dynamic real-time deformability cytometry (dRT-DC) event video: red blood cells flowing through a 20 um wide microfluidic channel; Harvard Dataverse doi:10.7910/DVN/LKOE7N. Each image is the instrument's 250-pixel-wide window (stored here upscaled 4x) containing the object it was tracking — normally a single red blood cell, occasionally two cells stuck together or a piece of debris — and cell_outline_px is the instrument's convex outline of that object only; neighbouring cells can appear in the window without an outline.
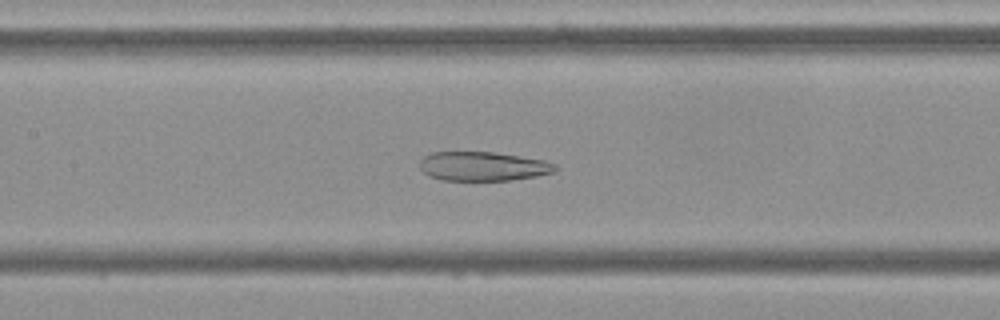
{"species": "Egyptian fruit bat (a non-hibernating species)", "species_latin": "Rousettus aegyptiacus", "temperature_condition": "cold", "stored_images_in_passage": 41, "camera_frame_rate_fps": 3000, "um_per_image_px": 0.085, "frame": {"image": 1, "passage_image": 12, "time_ms": 3.667, "image_size_px": [1000, 320], "cell_outline_px": [[556, 168], [552, 172], [536, 176], [508, 180], [440, 180], [428, 176], [420, 168], [420, 160], [424, 156], [432, 152], [492, 152], [544, 160], [556, 164]], "centroid_in_image_um": [41.0, 14.13], "position_along_channel_um": 166.4, "area_um2": 22.83}}
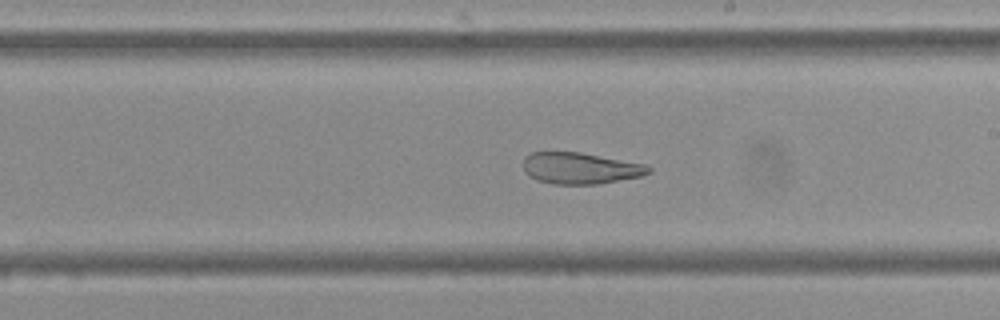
{"frame": {"image": 2, "passage_image": 18, "time_ms": 5.667, "image_size_px": [1000, 320], "cell_outline_px": [[652, 172], [640, 176], [596, 184], [552, 184], [536, 180], [524, 172], [524, 156], [532, 152], [580, 152], [648, 164], [652, 168]], "centroid_in_image_um": [49.34, 14.29], "position_along_channel_um": 239.7, "area_um2": 23.06}}
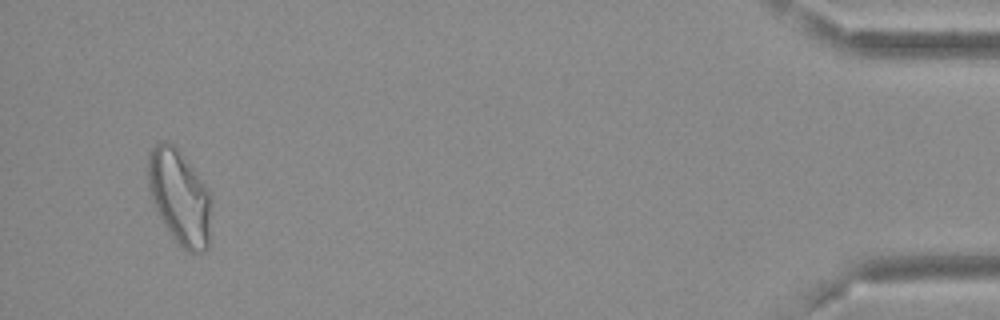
{"frame": {"image": 3, "passage_image": 39, "time_ms": 12.667, "image_size_px": [1000, 320], "cell_outline_px": [[212, 200], [208, 248], [204, 252], [188, 252], [172, 236], [164, 224], [148, 192], [148, 152], [156, 144], [164, 140], [172, 144], [176, 148], [192, 168], [204, 184], [212, 196]], "centroid_in_image_um": [15.27, 16.76], "position_along_channel_um": 419.9, "area_um2": 34.68}, "authors_computed_cell_mechanics": {"area_um2": 26.3568, "velocity_mm_per_s": 3.6801, "shape_relaxation_time_tau1_ms": null, "shape_relaxation_time_tau2_ms": 3.766, "deformation_change_tau1": null, "deformation_change_tau2": 0.1209}}